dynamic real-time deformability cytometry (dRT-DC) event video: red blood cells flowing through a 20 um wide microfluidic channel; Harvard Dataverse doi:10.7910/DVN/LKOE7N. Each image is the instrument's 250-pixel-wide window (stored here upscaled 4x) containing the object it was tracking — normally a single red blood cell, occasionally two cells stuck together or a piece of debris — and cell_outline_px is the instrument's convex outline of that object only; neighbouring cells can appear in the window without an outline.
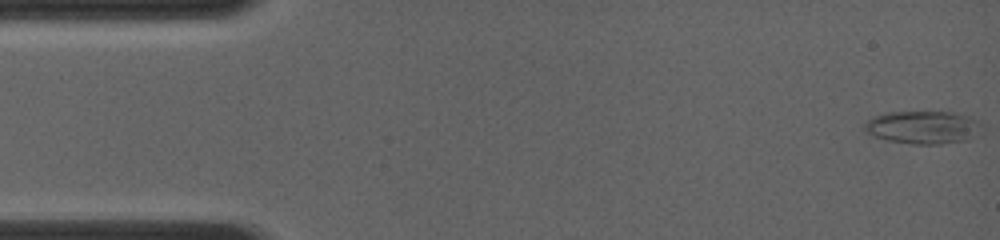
{"species": "common noctule bat (a hibernating species)", "species_latin": "Nyctalus noctula", "temperature_condition": "room temperature", "stored_images_in_passage": 37, "camera_frame_rate_fps": 4000, "um_per_image_px": 0.085, "animal": {"sex": "female", "body_mass_g": 19.0, "forearm_length_mm": 56.7}, "frame": {"image": 1, "passage_image": 1, "time_ms": 0.0, "image_size_px": [1000, 240], "cell_outline_px": [[980, 124], [968, 140], [940, 144], [912, 144], [888, 140], [872, 136], [864, 128], [864, 124], [872, 116], [884, 112], [952, 112], [968, 116], [976, 120]], "centroid_in_image_um": [78.36, 10.81], "position_along_channel_um": 6.6, "area_um2": 22.14}}
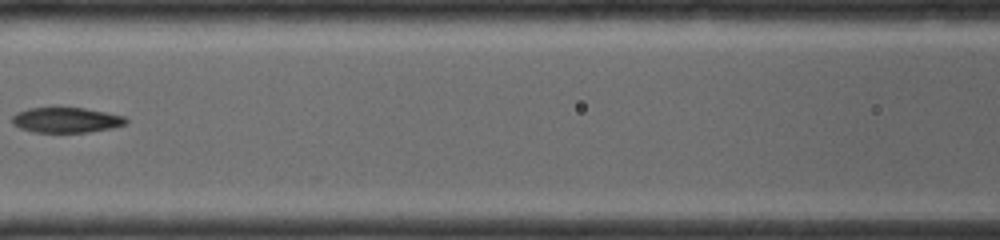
{"frame": {"image": 2, "passage_image": 17, "time_ms": 6.25, "image_size_px": [1000, 240], "cell_outline_px": [[128, 124], [112, 128], [88, 132], [32, 132], [20, 128], [12, 124], [12, 116], [16, 112], [28, 108], [52, 104], [84, 108], [124, 116], [128, 120]], "centroid_in_image_um": [5.58, 10.15], "position_along_channel_um": 161.0, "area_um2": 17.57}}
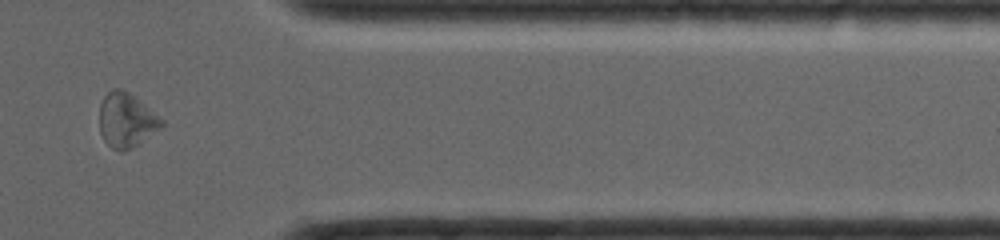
{"frame": {"image": 3, "passage_image": 32, "time_ms": 11.75, "image_size_px": [1000, 240], "cell_outline_px": [[164, 124], [160, 128], [132, 148], [120, 152], [112, 148], [104, 140], [100, 132], [100, 104], [104, 96], [112, 88], [120, 88], [128, 92], [164, 120]], "centroid_in_image_um": [10.72, 10.22], "position_along_channel_um": 400.7, "area_um2": 19.42}}